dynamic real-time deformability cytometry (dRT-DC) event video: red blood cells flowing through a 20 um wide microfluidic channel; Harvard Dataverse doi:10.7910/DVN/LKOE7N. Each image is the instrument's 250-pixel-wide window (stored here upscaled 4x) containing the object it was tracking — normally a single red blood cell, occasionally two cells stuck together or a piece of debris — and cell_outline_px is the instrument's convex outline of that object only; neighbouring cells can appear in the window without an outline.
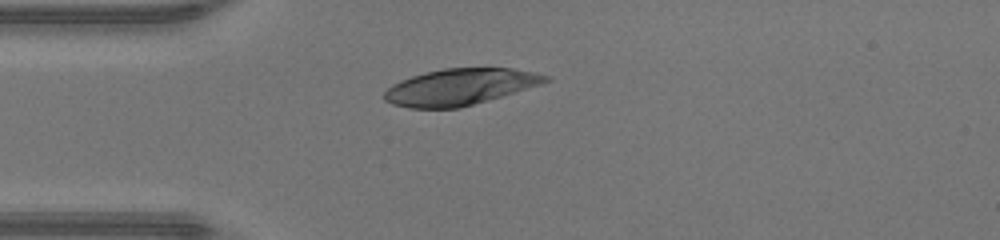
{"species": "human", "species_latin": "Homo sapiens", "temperature_condition": "warm", "stored_images_in_passage": 35, "camera_frame_rate_fps": 3000, "um_per_image_px": 0.085, "donor": {"sex": "male"}, "frame": {"image": 1, "passage_image": 1, "time_ms": 0.0, "image_size_px": [1000, 240], "cell_outline_px": [[552, 80], [540, 84], [488, 100], [460, 108], [408, 108], [392, 104], [384, 100], [384, 92], [392, 84], [400, 80], [412, 76], [444, 68], [512, 68], [532, 72], [548, 76]], "centroid_in_image_um": [39.06, 7.39], "position_along_channel_um": 45.9, "area_um2": 33.87}}
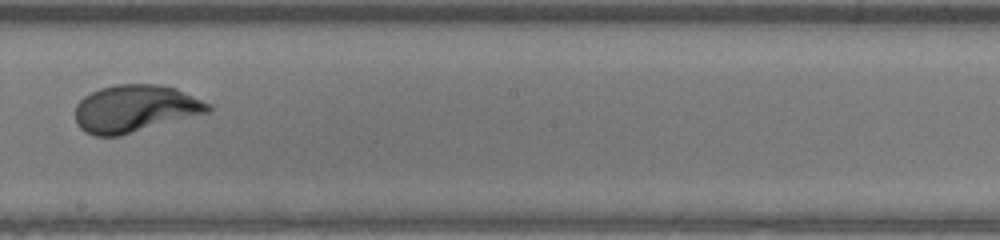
{"frame": {"image": 2, "passage_image": 15, "time_ms": 4.667, "image_size_px": [1000, 240], "cell_outline_px": [[212, 112], [120, 136], [96, 136], [84, 132], [76, 124], [76, 104], [84, 96], [100, 88], [116, 84], [160, 84], [176, 88], [212, 104]], "centroid_in_image_um": [11.52, 9.23], "position_along_channel_um": 236.7, "area_um2": 37.05}}
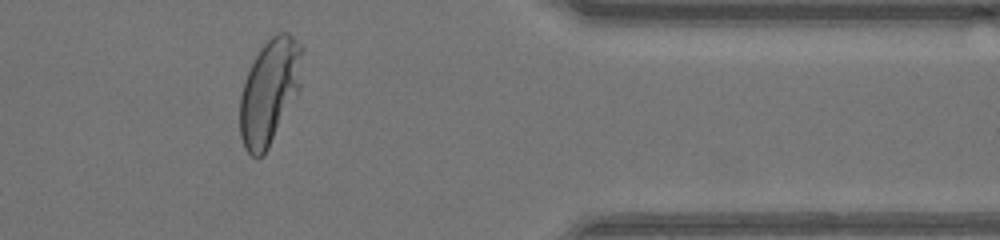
{"frame": {"image": 3, "passage_image": 27, "time_ms": 8.667, "image_size_px": [1000, 240], "cell_outline_px": [[304, 48], [300, 92], [264, 156], [256, 160], [244, 148], [240, 136], [240, 96], [244, 80], [260, 48], [276, 32], [288, 32]], "centroid_in_image_um": [22.94, 7.81], "position_along_channel_um": 388.5, "area_um2": 38.9}, "authors_computed_cell_mechanics": {"area_um2": 36.8186, "velocity_mm_per_s": 4.3822, "shape_relaxation_time_tau1_ms": 2.3627, "shape_relaxation_time_tau2_ms": null, "deformation_change_tau1": 0.1997, "deformation_change_tau2": null}}